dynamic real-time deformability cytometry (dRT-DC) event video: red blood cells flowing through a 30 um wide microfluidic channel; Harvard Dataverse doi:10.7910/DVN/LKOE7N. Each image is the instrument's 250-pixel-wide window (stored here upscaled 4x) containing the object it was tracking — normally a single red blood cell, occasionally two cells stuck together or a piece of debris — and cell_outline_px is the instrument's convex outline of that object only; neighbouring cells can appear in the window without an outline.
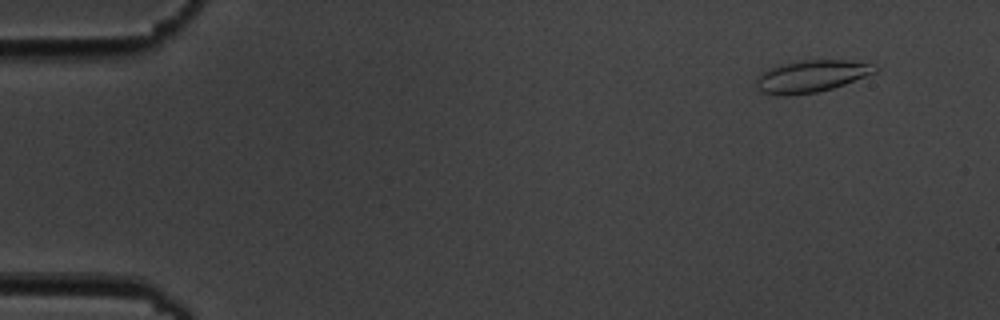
{"species": "common noctule bat (a hibernating species)", "species_latin": "Nyctalus noctula", "temperature_condition": "cold", "stored_images_in_passage": 6, "camera_frame_rate_fps": 3000, "um_per_image_px": 0.085, "animal": {"sex": "male", "body_mass_g": 19.5, "forearm_length_mm": 54.6}, "frame": {"image": 1, "passage_image": 2, "time_ms": 1.0, "image_size_px": [1000, 320], "cell_outline_px": [[876, 72], [844, 84], [832, 88], [816, 92], [784, 96], [776, 96], [760, 92], [756, 88], [756, 76], [760, 72], [768, 68], [784, 64], [804, 60], [844, 60], [868, 64], [876, 68]], "centroid_in_image_um": [68.84, 6.5], "position_along_channel_um": 16.2, "area_um2": 21.96}}